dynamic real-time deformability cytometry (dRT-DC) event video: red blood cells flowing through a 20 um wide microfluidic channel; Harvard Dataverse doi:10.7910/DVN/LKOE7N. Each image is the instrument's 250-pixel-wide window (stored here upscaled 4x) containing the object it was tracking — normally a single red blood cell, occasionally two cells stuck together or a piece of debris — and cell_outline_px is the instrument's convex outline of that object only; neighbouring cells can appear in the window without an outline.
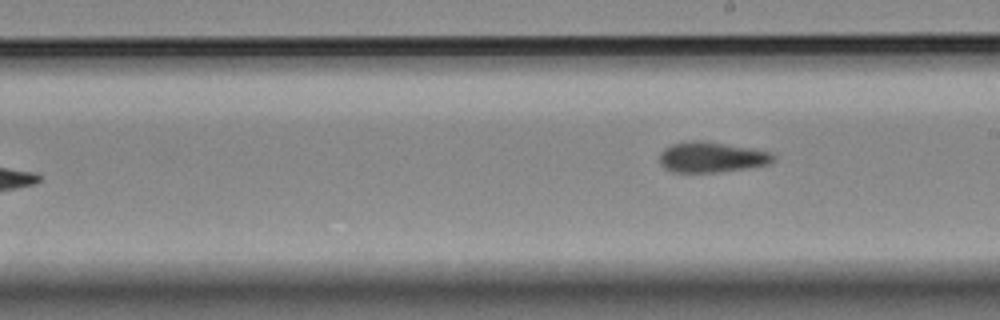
{"species": "Egyptian fruit bat (a non-hibernating species)", "species_latin": "Rousettus aegyptiacus", "temperature_condition": "room temperature", "stored_images_in_passage": 10, "camera_frame_rate_fps": 3000, "um_per_image_px": 0.085, "animal": {"sex": "female"}, "frame": {"image": 1, "passage_image": 10, "time_ms": 10.333, "image_size_px": [1000, 320], "cell_outline_px": [[776, 160], [768, 164], [744, 168], [716, 172], [672, 172], [664, 168], [660, 164], [660, 152], [664, 148], [672, 144], [700, 140], [772, 152], [776, 156]], "centroid_in_image_um": [60.47, 13.37], "position_along_channel_um": 228.5, "area_um2": 19.94}}